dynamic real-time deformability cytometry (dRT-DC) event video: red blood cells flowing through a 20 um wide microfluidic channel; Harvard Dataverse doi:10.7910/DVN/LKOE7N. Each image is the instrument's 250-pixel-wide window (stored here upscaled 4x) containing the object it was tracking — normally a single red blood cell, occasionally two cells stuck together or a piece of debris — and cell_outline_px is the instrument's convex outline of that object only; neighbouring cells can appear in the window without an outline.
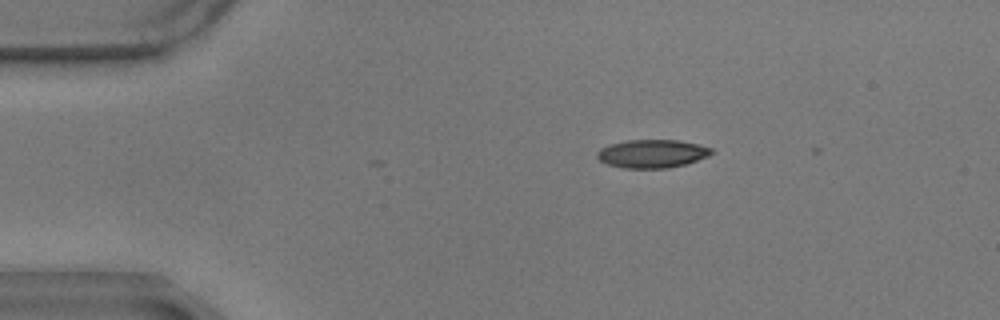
{"species": "common noctule bat (a hibernating species)", "species_latin": "Nyctalus noctula", "temperature_condition": "warm", "stored_images_in_passage": 7, "camera_frame_rate_fps": 3000, "um_per_image_px": 0.085, "animal": {"sex": "male", "body_mass_g": 17.9}, "frame": {"image": 1, "passage_image": 3, "time_ms": 0.667, "image_size_px": [1000, 320], "cell_outline_px": [[716, 152], [708, 156], [684, 164], [668, 168], [624, 168], [608, 164], [600, 160], [596, 156], [596, 152], [600, 148], [608, 144], [628, 140], [676, 140], [696, 144], [712, 148]], "centroid_in_image_um": [55.41, 13.06], "position_along_channel_um": 29.6, "area_um2": 18.79}}